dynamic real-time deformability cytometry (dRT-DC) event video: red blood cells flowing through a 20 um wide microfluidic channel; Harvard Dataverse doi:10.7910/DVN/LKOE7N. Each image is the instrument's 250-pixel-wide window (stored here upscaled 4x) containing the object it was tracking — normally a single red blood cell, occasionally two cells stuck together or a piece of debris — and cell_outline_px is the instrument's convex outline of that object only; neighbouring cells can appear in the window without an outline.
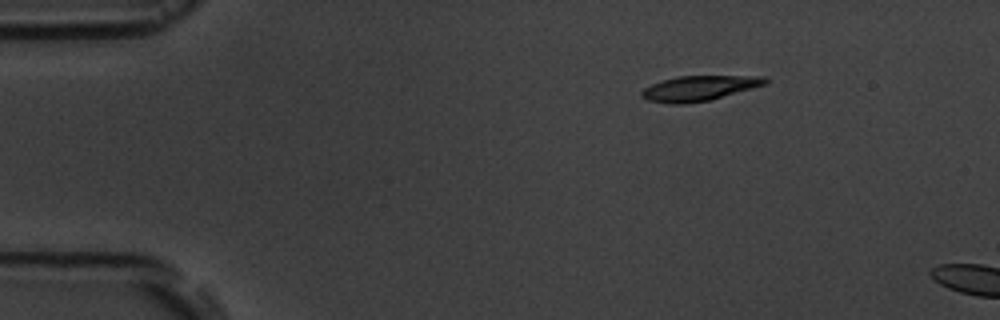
{"species": "common noctule bat (a hibernating species)", "species_latin": "Nyctalus noctula", "temperature_condition": "room temperature", "stored_images_in_passage": 2, "camera_frame_rate_fps": 3000, "um_per_image_px": 0.085, "animal": {"sex": "male", "body_mass_g": 19.5, "forearm_length_mm": 54.6}, "frame": {"image": 1, "passage_image": 1, "time_ms": 0.0, "image_size_px": [1000, 320], "cell_outline_px": [[768, 84], [708, 100], [684, 104], [668, 104], [648, 100], [640, 96], [640, 92], [644, 88], [652, 84], [676, 76], [764, 76], [768, 80]], "centroid_in_image_um": [59.41, 7.5], "position_along_channel_um": 25.6, "area_um2": 17.98}}